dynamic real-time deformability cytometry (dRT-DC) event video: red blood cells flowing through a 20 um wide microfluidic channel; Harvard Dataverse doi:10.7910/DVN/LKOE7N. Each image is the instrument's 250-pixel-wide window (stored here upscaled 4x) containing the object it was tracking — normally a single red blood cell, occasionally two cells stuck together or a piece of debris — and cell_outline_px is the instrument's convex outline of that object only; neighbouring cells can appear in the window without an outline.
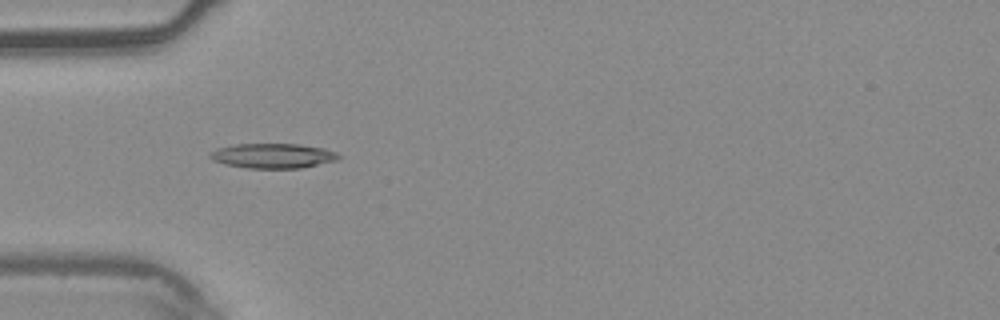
{"species": "common noctule bat (a hibernating species)", "species_latin": "Nyctalus noctula", "temperature_condition": "warm", "stored_images_in_passage": 7, "camera_frame_rate_fps": 3000, "um_per_image_px": 0.085, "animal": {"sex": "male", "body_mass_g": 20.4}, "frame": {"image": 1, "passage_image": 6, "time_ms": 1.667, "image_size_px": [1000, 320], "cell_outline_px": [[340, 156], [336, 160], [300, 168], [248, 168], [224, 164], [212, 160], [208, 156], [216, 148], [236, 144], [300, 144], [324, 148], [336, 152]], "centroid_in_image_um": [23.17, 13.24], "position_along_channel_um": 61.8, "area_um2": 18.5}}